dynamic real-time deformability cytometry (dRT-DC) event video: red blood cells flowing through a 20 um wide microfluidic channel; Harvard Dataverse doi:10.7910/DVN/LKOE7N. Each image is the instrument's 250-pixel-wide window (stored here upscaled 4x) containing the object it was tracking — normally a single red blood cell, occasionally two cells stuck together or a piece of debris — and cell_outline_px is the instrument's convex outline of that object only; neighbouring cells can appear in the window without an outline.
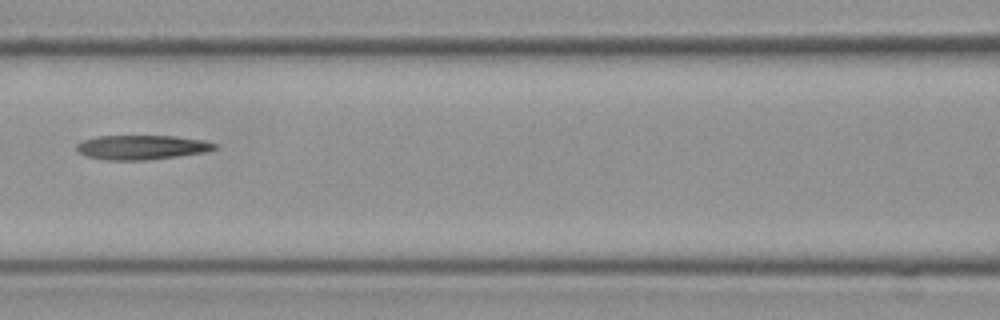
{"species": "Egyptian fruit bat (a non-hibernating species)", "species_latin": "Rousettus aegyptiacus", "temperature_condition": "cold", "stored_images_in_passage": 8, "camera_frame_rate_fps": 3000, "um_per_image_px": 0.085, "frame": {"image": 1, "passage_image": 8, "time_ms": 2.333, "image_size_px": [1000, 320], "cell_outline_px": [[220, 148], [204, 152], [176, 156], [144, 160], [104, 160], [84, 156], [76, 152], [76, 144], [84, 140], [96, 136], [176, 136], [204, 140], [216, 144]], "centroid_in_image_um": [12.01, 12.52], "position_along_channel_um": 154.6, "area_um2": 19.77}}